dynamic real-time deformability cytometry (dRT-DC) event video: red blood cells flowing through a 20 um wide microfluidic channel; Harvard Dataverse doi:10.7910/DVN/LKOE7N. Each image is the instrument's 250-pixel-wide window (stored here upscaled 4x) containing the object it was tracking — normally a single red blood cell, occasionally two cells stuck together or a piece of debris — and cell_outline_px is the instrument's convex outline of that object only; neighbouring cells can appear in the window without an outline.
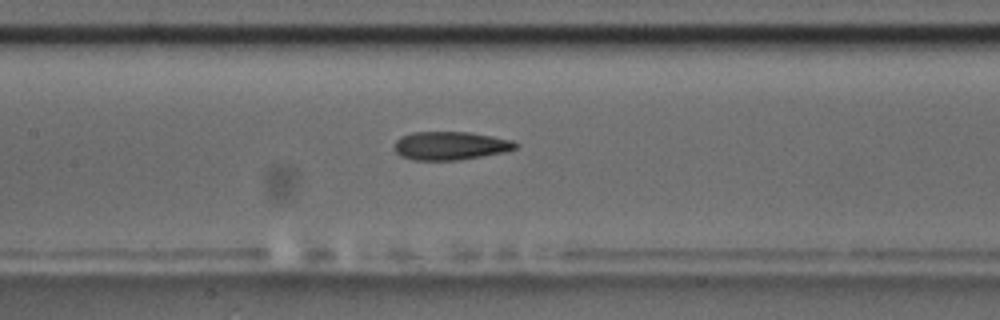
{"species": "common noctule bat (a hibernating species)", "species_latin": "Nyctalus noctula", "temperature_condition": "room temperature", "stored_images_in_passage": 9, "camera_frame_rate_fps": 3000, "um_per_image_px": 0.085, "animal": {"sex": "male", "body_mass_g": 17.5, "forearm_length_mm": 52.3}, "frame": {"image": 1, "passage_image": 9, "time_ms": 10.333, "image_size_px": [1000, 320], "cell_outline_px": [[520, 144], [516, 148], [504, 152], [460, 160], [416, 160], [400, 156], [392, 148], [392, 144], [400, 136], [412, 132], [468, 132], [492, 136], [512, 140]], "centroid_in_image_um": [38.24, 12.38], "position_along_channel_um": 169.2, "area_um2": 20.23}}